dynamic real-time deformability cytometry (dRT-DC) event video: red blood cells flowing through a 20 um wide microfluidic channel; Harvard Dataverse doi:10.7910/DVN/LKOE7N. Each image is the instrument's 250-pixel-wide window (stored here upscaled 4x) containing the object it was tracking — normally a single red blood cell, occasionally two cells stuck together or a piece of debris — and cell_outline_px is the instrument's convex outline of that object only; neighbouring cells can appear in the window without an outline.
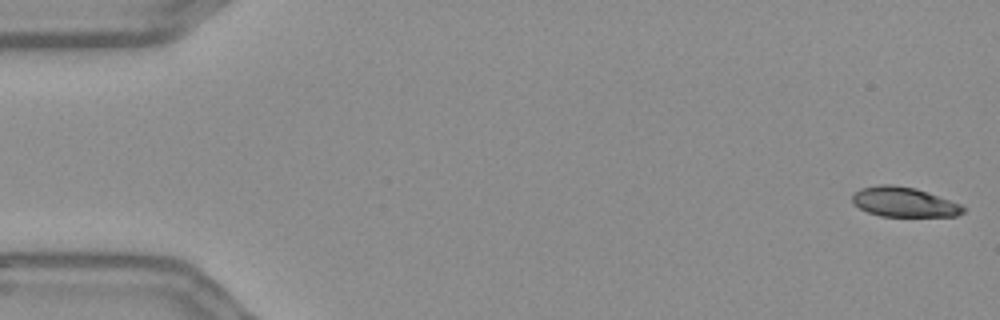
{"species": "Egyptian fruit bat (a non-hibernating species)", "species_latin": "Rousettus aegyptiacus", "temperature_condition": "warm", "stored_images_in_passage": 55, "camera_frame_rate_fps": 3000, "um_per_image_px": 0.085, "frame": {"image": 1, "passage_image": 1, "time_ms": 0.0, "image_size_px": [1000, 320], "cell_outline_px": [[964, 212], [956, 216], [880, 216], [868, 212], [852, 204], [852, 192], [860, 188], [880, 184], [892, 184], [916, 188], [960, 204], [964, 208]], "centroid_in_image_um": [76.78, 17.16], "position_along_channel_um": 8.2, "area_um2": 19.25}}
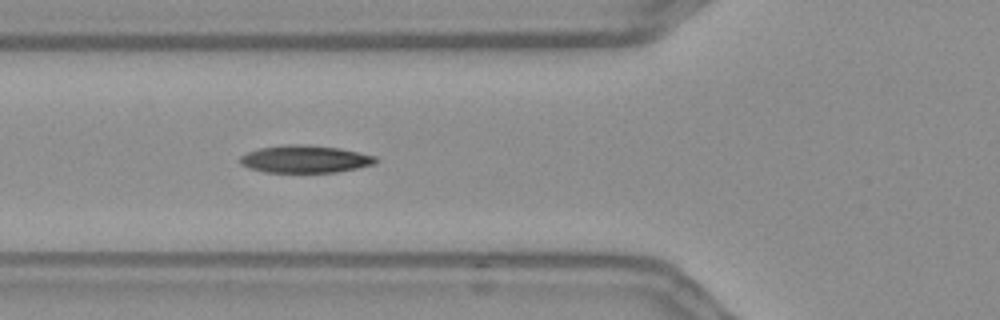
{"frame": {"image": 2, "passage_image": 20, "time_ms": 6.333, "image_size_px": [1000, 320], "cell_outline_px": [[380, 160], [372, 164], [356, 168], [336, 172], [264, 172], [248, 168], [240, 164], [240, 156], [248, 152], [260, 148], [284, 144], [304, 144], [340, 148], [376, 156]], "centroid_in_image_um": [25.91, 13.51], "position_along_channel_um": 99.9, "area_um2": 21.73}}
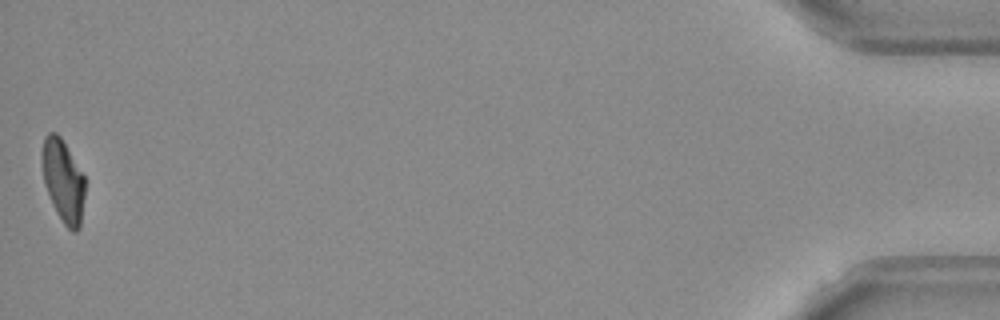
{"frame": {"image": 3, "passage_image": 55, "time_ms": 18.0, "image_size_px": [1000, 320], "cell_outline_px": [[84, 196], [80, 228], [76, 232], [72, 232], [64, 224], [56, 212], [52, 204], [44, 184], [40, 160], [40, 152], [44, 136], [48, 132], [56, 132], [60, 136], [84, 176]], "centroid_in_image_um": [5.32, 15.35], "position_along_channel_um": 429.9, "area_um2": 20.87}, "authors_computed_cell_mechanics": {"area_um2": 21.2126, "velocity_mm_per_s": 3.6646, "shape_relaxation_time_tau1_ms": 6.644, "shape_relaxation_time_tau2_ms": 4.1269, "deformation_change_tau1": 0.2011, "deformation_change_tau2": 0.0977}}